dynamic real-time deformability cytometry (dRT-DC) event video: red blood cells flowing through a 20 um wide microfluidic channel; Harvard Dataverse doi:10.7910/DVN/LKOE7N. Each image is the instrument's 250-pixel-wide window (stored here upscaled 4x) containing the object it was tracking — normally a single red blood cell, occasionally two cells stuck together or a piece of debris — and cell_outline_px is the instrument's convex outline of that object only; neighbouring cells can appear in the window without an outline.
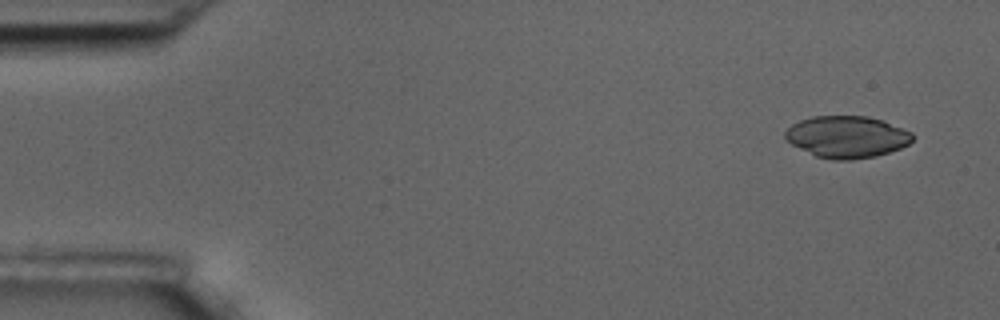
{"species": "common noctule bat (a hibernating species)", "species_latin": "Nyctalus noctula", "temperature_condition": "room temperature", "stored_images_in_passage": 6, "camera_frame_rate_fps": 3000, "um_per_image_px": 0.085, "animal": {"sex": "male", "body_mass_g": 17.5, "forearm_length_mm": 52.3}, "frame": {"image": 1, "passage_image": 1, "time_ms": 0.0, "image_size_px": [1000, 320], "cell_outline_px": [[912, 140], [908, 144], [900, 148], [876, 156], [852, 160], [832, 160], [816, 156], [792, 144], [784, 136], [784, 132], [792, 124], [800, 120], [812, 116], [868, 116], [884, 120], [912, 132]], "centroid_in_image_um": [71.99, 11.62], "position_along_channel_um": 13.0, "area_um2": 31.04}}